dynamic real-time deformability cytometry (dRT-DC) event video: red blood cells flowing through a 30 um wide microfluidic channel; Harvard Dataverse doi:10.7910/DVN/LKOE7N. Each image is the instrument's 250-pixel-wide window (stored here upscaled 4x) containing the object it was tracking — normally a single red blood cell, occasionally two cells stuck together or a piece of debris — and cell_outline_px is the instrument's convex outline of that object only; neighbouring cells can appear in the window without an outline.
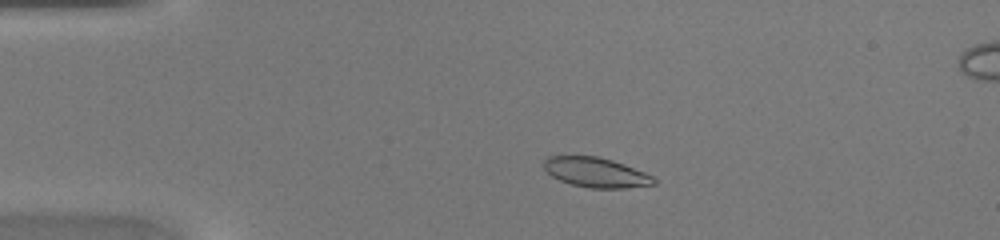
{"species": "common noctule bat (a hibernating species)", "species_latin": "Nyctalus noctula", "temperature_condition": "warm", "stored_images_in_passage": 42, "camera_frame_rate_fps": 3000, "um_per_image_px": 0.085, "animal": {"sex": "female", "body_mass_g": 20.0, "forearm_length_mm": 54.0}, "frame": {"image": 1, "passage_image": 7, "time_ms": 2.0, "image_size_px": [1000, 240], "cell_outline_px": [[656, 184], [624, 188], [592, 188], [572, 184], [560, 180], [552, 176], [544, 168], [544, 160], [548, 156], [596, 156], [612, 160], [624, 164], [644, 172], [652, 176], [656, 180]], "centroid_in_image_um": [50.66, 14.65], "position_along_channel_um": 34.3, "area_um2": 18.9}}
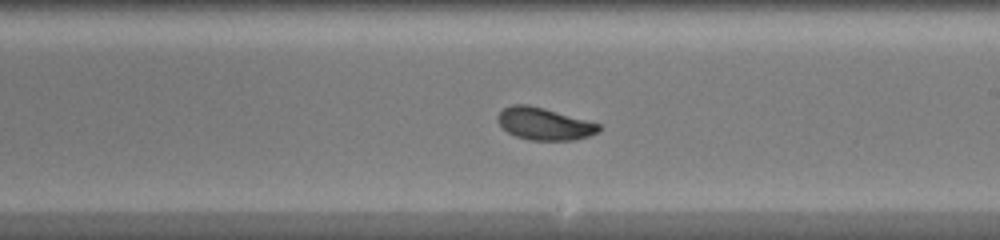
{"frame": {"image": 2, "passage_image": 24, "time_ms": 7.667, "image_size_px": [1000, 240], "cell_outline_px": [[604, 128], [600, 132], [588, 136], [572, 140], [528, 140], [516, 136], [508, 132], [496, 120], [496, 116], [504, 108], [512, 104], [528, 104], [544, 108], [600, 124]], "centroid_in_image_um": [46.27, 10.52], "position_along_channel_um": 242.7, "area_um2": 19.02}}
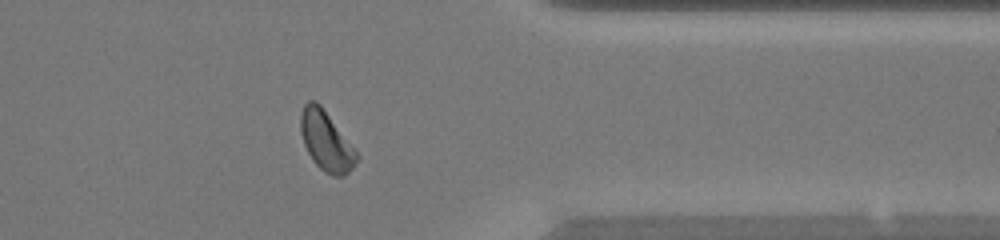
{"frame": {"image": 3, "passage_image": 34, "time_ms": 11.0, "image_size_px": [1000, 240], "cell_outline_px": [[360, 156], [352, 168], [344, 176], [332, 176], [324, 172], [312, 160], [304, 144], [300, 132], [300, 112], [304, 104], [308, 100], [316, 100], [320, 104]], "centroid_in_image_um": [27.7, 11.98], "position_along_channel_um": 383.7, "area_um2": 19.42}}